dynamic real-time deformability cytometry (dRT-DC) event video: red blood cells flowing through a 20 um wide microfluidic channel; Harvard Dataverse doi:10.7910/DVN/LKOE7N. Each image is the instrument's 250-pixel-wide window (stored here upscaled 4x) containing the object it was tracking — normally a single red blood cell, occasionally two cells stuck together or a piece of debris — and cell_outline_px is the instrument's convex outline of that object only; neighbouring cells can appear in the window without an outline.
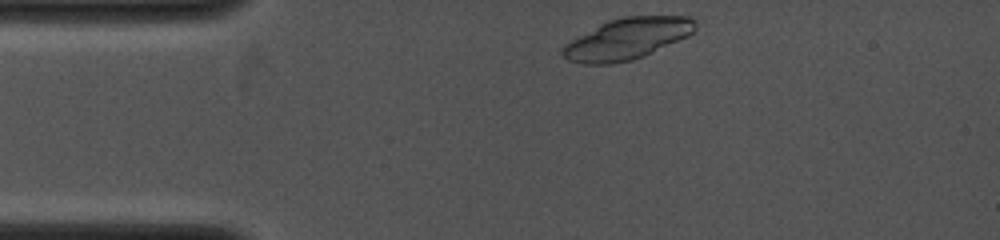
{"species": "common noctule bat (a hibernating species)", "species_latin": "Nyctalus noctula", "temperature_condition": "cold", "stored_images_in_passage": 6, "camera_frame_rate_fps": 4000, "um_per_image_px": 0.085, "animal": {"sex": "female", "body_mass_g": 19.0, "forearm_length_mm": 53.3}, "frame": {"image": 1, "passage_image": 1, "time_ms": 0.0, "image_size_px": [1000, 240], "cell_outline_px": [[696, 28], [688, 36], [644, 56], [632, 60], [612, 64], [580, 64], [568, 60], [560, 52], [564, 44], [600, 24], [608, 20], [624, 16], [688, 16], [696, 20]], "centroid_in_image_um": [53.3, 3.3], "position_along_channel_um": 31.7, "area_um2": 31.85}}